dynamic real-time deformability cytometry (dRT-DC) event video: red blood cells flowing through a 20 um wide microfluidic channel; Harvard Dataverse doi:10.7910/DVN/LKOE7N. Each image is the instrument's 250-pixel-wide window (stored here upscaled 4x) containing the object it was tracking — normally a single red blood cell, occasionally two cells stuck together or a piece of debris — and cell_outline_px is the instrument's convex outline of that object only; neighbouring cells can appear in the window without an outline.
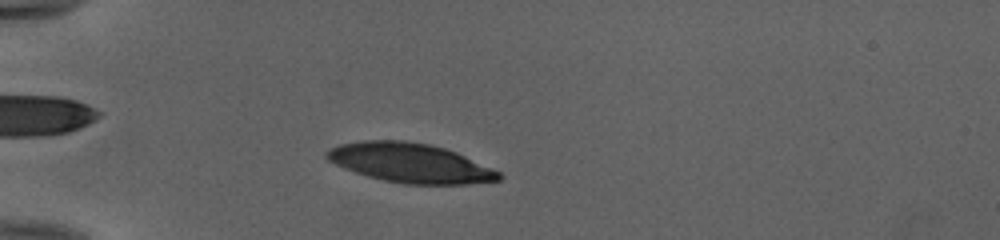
{"species": "human", "species_latin": "Homo sapiens", "temperature_condition": "cold", "stored_images_in_passage": 45, "camera_frame_rate_fps": 3000, "um_per_image_px": 0.085, "donor": {"sex": "female"}, "frame": {"image": 1, "passage_image": 9, "time_ms": 2.667, "image_size_px": [1000, 240], "cell_outline_px": [[504, 176], [500, 180], [464, 184], [404, 184], [384, 180], [368, 176], [344, 168], [328, 160], [324, 156], [324, 152], [328, 148], [340, 144], [364, 140], [404, 140], [428, 144], [444, 148], [456, 152], [500, 172]], "centroid_in_image_um": [34.83, 13.84], "position_along_channel_um": 50.2, "area_um2": 39.36}}
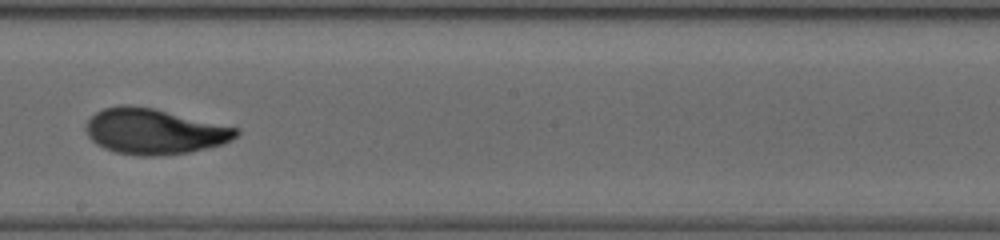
{"frame": {"image": 2, "passage_image": 25, "time_ms": 8.0, "image_size_px": [1000, 240], "cell_outline_px": [[240, 132], [232, 140], [224, 144], [188, 152], [156, 156], [140, 156], [116, 152], [104, 148], [96, 144], [88, 136], [84, 128], [88, 120], [96, 112], [104, 108], [120, 104], [128, 104], [152, 108], [240, 128]], "centroid_in_image_um": [13.1, 11.17], "position_along_channel_um": 235.1, "area_um2": 39.94}}
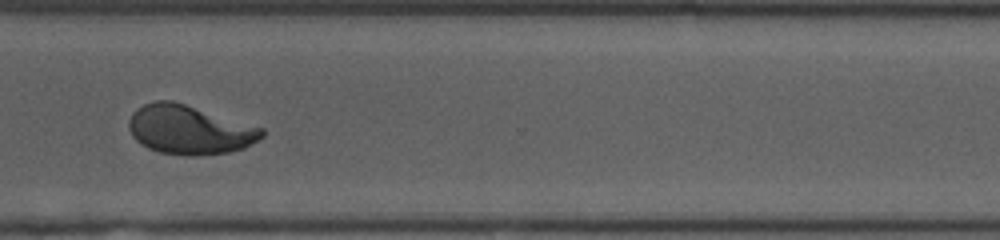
{"frame": {"image": 3, "passage_image": 34, "time_ms": 11.0, "image_size_px": [1000, 240], "cell_outline_px": [[264, 136], [244, 148], [228, 152], [196, 156], [184, 156], [160, 152], [148, 148], [140, 144], [132, 136], [128, 128], [128, 120], [132, 112], [136, 108], [144, 104], [156, 100], [172, 100], [264, 128]], "centroid_in_image_um": [16.07, 11.03], "position_along_channel_um": 354.5, "area_um2": 38.21}, "authors_computed_cell_mechanics": {"area_um2": 38.3792, "velocity_mm_per_s": 3.9843, "shape_relaxation_time_tau1_ms": 5.2117, "shape_relaxation_time_tau2_ms": 0.8731, "deformation_change_tau1": 0.2302, "deformation_change_tau2": 0.0609}}